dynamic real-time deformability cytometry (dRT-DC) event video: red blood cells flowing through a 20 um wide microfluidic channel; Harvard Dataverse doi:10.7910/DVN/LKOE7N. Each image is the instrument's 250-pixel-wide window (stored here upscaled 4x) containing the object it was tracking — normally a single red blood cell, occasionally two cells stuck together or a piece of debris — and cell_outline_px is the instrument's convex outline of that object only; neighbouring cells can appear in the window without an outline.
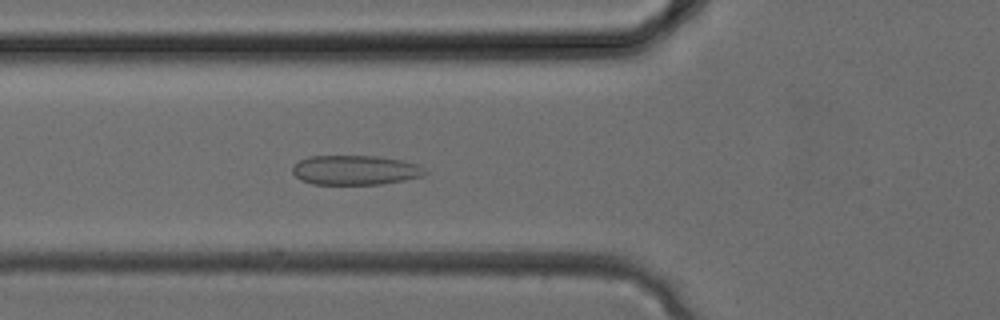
{"species": "common noctule bat (a hibernating species)", "species_latin": "Nyctalus noctula", "temperature_condition": "cold", "stored_images_in_passage": 24, "camera_frame_rate_fps": 3000, "um_per_image_px": 0.085, "animal": {"sex": "female", "body_mass_g": 24.6, "forearm_length_mm": 56.2}, "frame": {"image": 1, "passage_image": 3, "time_ms": 0.667, "image_size_px": [1000, 320], "cell_outline_px": [[428, 172], [424, 176], [404, 180], [380, 184], [312, 184], [300, 180], [292, 172], [292, 168], [300, 160], [308, 156], [376, 156], [404, 160], [416, 164], [424, 168]], "centroid_in_image_um": [30.21, 14.46], "position_along_channel_um": 95.6, "area_um2": 22.89}}
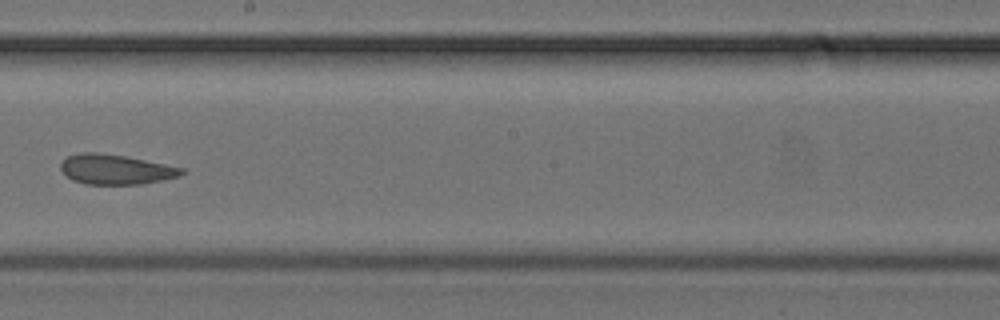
{"frame": {"image": 2, "passage_image": 10, "time_ms": 3.0, "image_size_px": [1000, 320], "cell_outline_px": [[184, 172], [180, 176], [164, 180], [140, 184], [84, 184], [72, 180], [60, 168], [60, 164], [68, 156], [80, 152], [96, 152], [124, 156], [184, 168]], "centroid_in_image_um": [9.83, 14.4], "position_along_channel_um": 238.4, "area_um2": 20.92}}
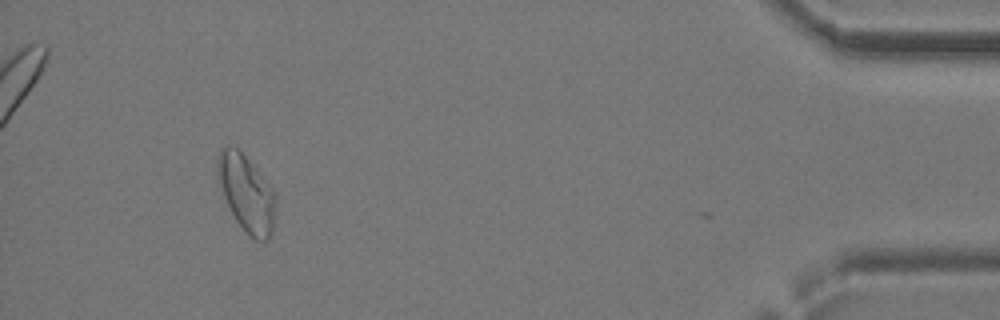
{"frame": {"image": 3, "passage_image": 22, "time_ms": 7.0, "image_size_px": [1000, 320], "cell_outline_px": [[276, 208], [272, 232], [268, 240], [256, 240], [236, 220], [228, 208], [216, 176], [216, 156], [220, 148], [228, 144], [236, 148], [256, 168], [272, 188], [276, 196]], "centroid_in_image_um": [20.92, 16.38], "position_along_channel_um": 414.3, "area_um2": 26.01}}